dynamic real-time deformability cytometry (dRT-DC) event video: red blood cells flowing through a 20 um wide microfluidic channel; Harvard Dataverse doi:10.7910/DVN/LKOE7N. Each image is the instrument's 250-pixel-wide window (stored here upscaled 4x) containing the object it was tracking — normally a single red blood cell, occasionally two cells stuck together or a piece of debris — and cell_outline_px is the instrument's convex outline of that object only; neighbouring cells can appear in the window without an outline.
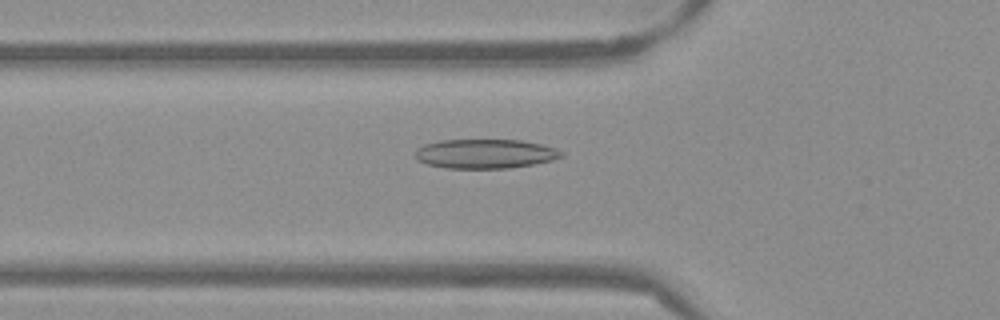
{"species": "Egyptian fruit bat (a non-hibernating species)", "species_latin": "Rousettus aegyptiacus", "temperature_condition": "warm", "stored_images_in_passage": 44, "camera_frame_rate_fps": 3000, "um_per_image_px": 0.085, "frame": {"image": 1, "passage_image": 10, "time_ms": 3.0, "image_size_px": [1000, 320], "cell_outline_px": [[564, 156], [552, 160], [536, 164], [508, 168], [444, 168], [428, 164], [416, 160], [416, 148], [424, 144], [440, 140], [520, 140], [540, 144], [556, 148], [564, 152]], "centroid_in_image_um": [41.25, 13.07], "position_along_channel_um": 84.6, "area_um2": 25.09}}
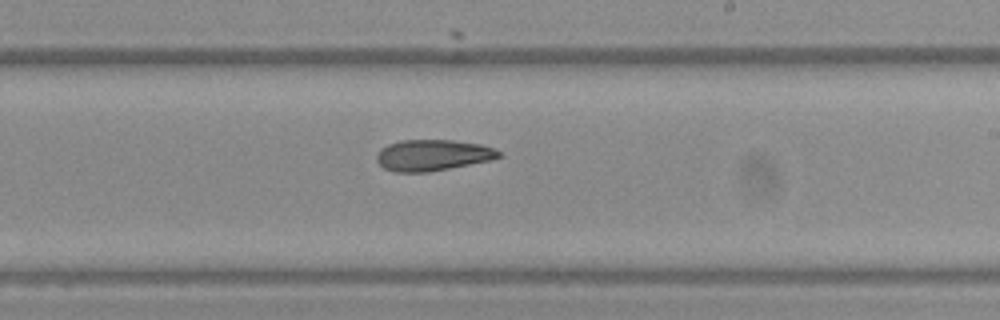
{"frame": {"image": 2, "passage_image": 23, "time_ms": 7.333, "image_size_px": [1000, 320], "cell_outline_px": [[504, 156], [492, 160], [428, 172], [396, 172], [384, 168], [376, 160], [376, 156], [380, 148], [388, 144], [400, 140], [452, 140], [480, 144], [496, 148]], "centroid_in_image_um": [36.8, 13.18], "position_along_channel_um": 252.2, "area_um2": 22.31}}
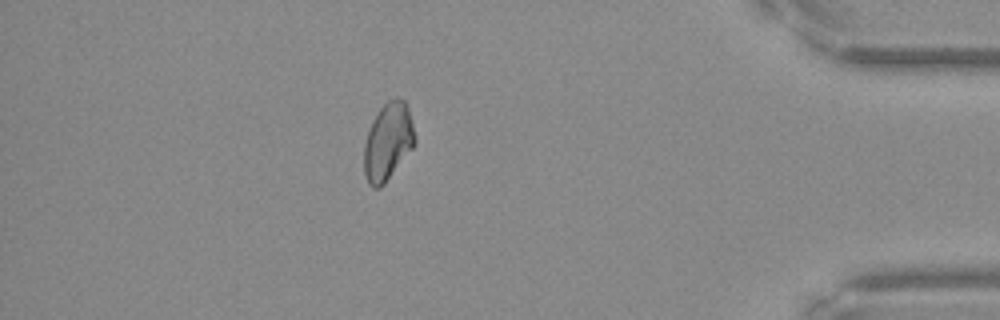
{"frame": {"image": 3, "passage_image": 38, "time_ms": 12.333, "image_size_px": [1000, 320], "cell_outline_px": [[416, 140], [412, 148], [384, 184], [380, 188], [372, 188], [368, 184], [364, 172], [364, 144], [372, 120], [380, 108], [388, 100], [396, 96], [400, 96], [404, 100], [408, 108], [416, 136]], "centroid_in_image_um": [32.97, 12.02], "position_along_channel_um": 402.2, "area_um2": 22.95}, "authors_computed_cell_mechanics": {"area_um2": 22.8599, "velocity_mm_per_s": 3.8492, "shape_relaxation_time_tau1_ms": null, "shape_relaxation_time_tau2_ms": 5.1444, "deformation_change_tau1": null, "deformation_change_tau2": 0.1055}}